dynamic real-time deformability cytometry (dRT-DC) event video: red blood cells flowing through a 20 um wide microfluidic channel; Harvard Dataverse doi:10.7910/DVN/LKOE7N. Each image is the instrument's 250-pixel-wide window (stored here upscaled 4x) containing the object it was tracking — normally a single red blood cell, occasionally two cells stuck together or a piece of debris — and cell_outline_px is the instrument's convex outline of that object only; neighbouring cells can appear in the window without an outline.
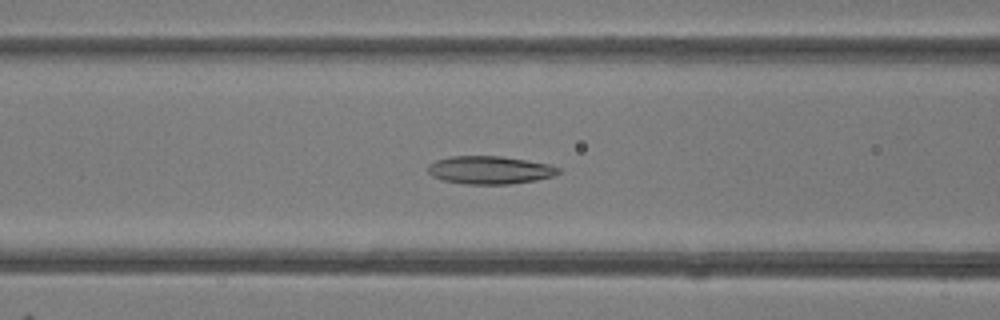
{"species": "common noctule bat (a hibernating species)", "species_latin": "Nyctalus noctula", "temperature_condition": "room temperature", "stored_images_in_passage": 42, "camera_frame_rate_fps": 3000, "um_per_image_px": 0.085, "animal": {"sex": "female"}, "frame": {"image": 1, "passage_image": 13, "time_ms": 4.0, "image_size_px": [1000, 320], "cell_outline_px": [[560, 172], [556, 176], [536, 180], [508, 184], [464, 184], [444, 180], [432, 176], [428, 172], [428, 164], [436, 160], [452, 156], [500, 156], [548, 164], [560, 168]], "centroid_in_image_um": [41.64, 14.45], "position_along_channel_um": 125.0, "area_um2": 21.21}}
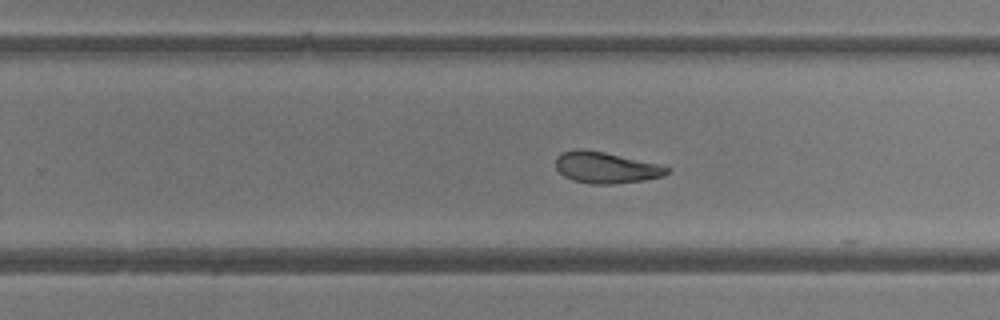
{"frame": {"image": 2, "passage_image": 24, "time_ms": 7.667, "image_size_px": [1000, 320], "cell_outline_px": [[672, 168], [664, 176], [644, 180], [612, 184], [592, 184], [572, 180], [564, 176], [556, 168], [556, 156], [560, 152], [576, 148], [580, 148], [604, 152], [660, 164]], "centroid_in_image_um": [51.49, 14.23], "position_along_channel_um": 278.3, "area_um2": 20.46}}
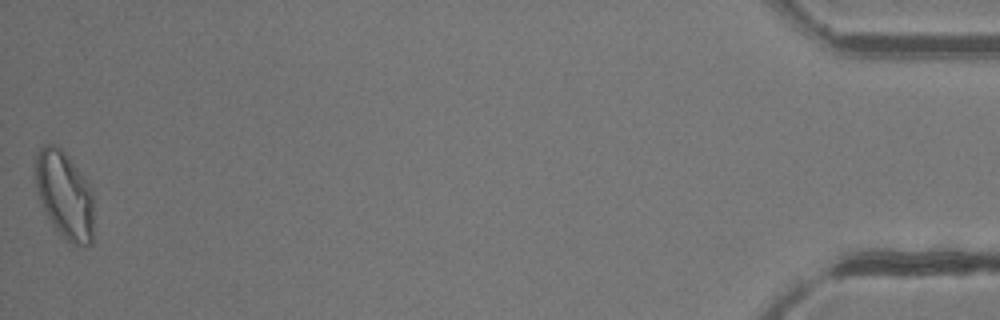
{"frame": {"image": 3, "passage_image": 42, "time_ms": 13.667, "image_size_px": [1000, 320], "cell_outline_px": [[92, 244], [72, 244], [52, 224], [44, 208], [36, 184], [36, 152], [44, 144], [52, 144], [60, 148], [68, 156], [92, 188]], "centroid_in_image_um": [5.5, 16.53], "position_along_channel_um": 429.7, "area_um2": 28.96}, "authors_computed_cell_mechanics": {"area_um2": 22.3108, "velocity_mm_per_s": 4.1952, "shape_relaxation_time_tau1_ms": 7.478, "shape_relaxation_time_tau2_ms": 5.0455, "deformation_change_tau1": 0.1898, "deformation_change_tau2": 0.1298}}